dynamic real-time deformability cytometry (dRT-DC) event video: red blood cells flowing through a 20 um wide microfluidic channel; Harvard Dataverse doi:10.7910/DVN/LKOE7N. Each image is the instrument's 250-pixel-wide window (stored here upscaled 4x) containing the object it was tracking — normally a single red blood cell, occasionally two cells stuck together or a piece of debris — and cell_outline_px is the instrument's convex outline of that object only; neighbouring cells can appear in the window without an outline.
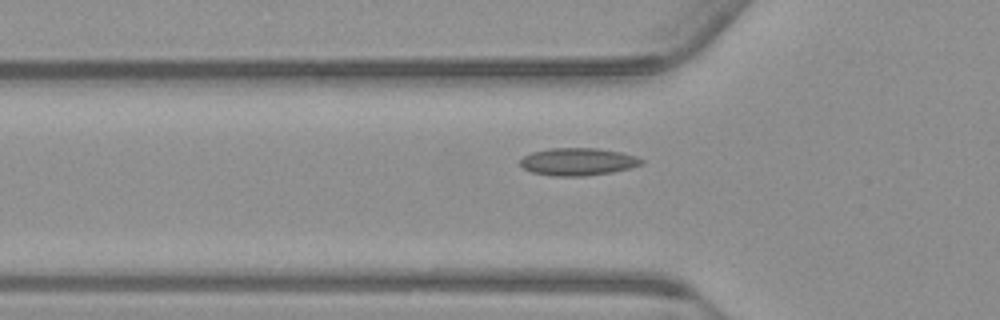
{"species": "common noctule bat (a hibernating species)", "species_latin": "Nyctalus noctula", "temperature_condition": "warm", "stored_images_in_passage": 39, "camera_frame_rate_fps": 3000, "um_per_image_px": 0.085, "animal": {"sex": "male", "body_mass_g": 23.1, "forearm_length_mm": 52.7}, "frame": {"image": 1, "passage_image": 5, "time_ms": 1.333, "image_size_px": [1000, 320], "cell_outline_px": [[644, 164], [632, 168], [612, 172], [584, 176], [552, 176], [532, 172], [524, 168], [520, 164], [520, 160], [524, 156], [532, 152], [548, 148], [596, 148], [624, 152], [636, 156], [644, 160]], "centroid_in_image_um": [49.17, 13.74], "position_along_channel_um": 76.6, "area_um2": 19.65}}
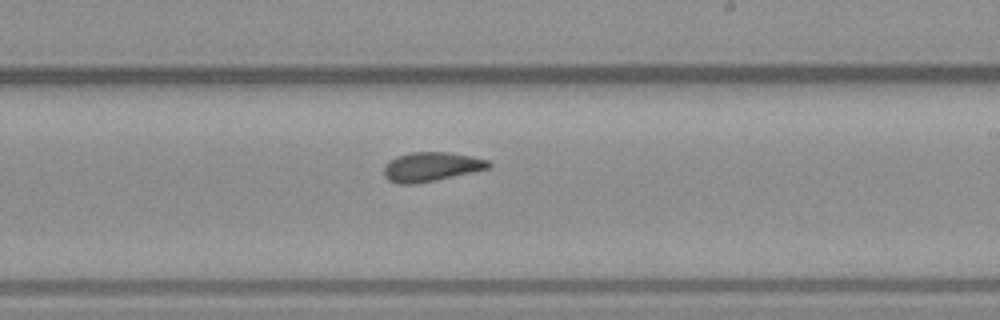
{"frame": {"image": 2, "passage_image": 19, "time_ms": 6.0, "image_size_px": [1000, 320], "cell_outline_px": [[492, 164], [488, 168], [472, 172], [436, 180], [416, 184], [400, 184], [388, 180], [384, 176], [384, 164], [388, 160], [396, 156], [412, 152], [448, 152], [472, 156], [488, 160]], "centroid_in_image_um": [36.61, 14.17], "position_along_channel_um": 252.4, "area_um2": 17.92}}
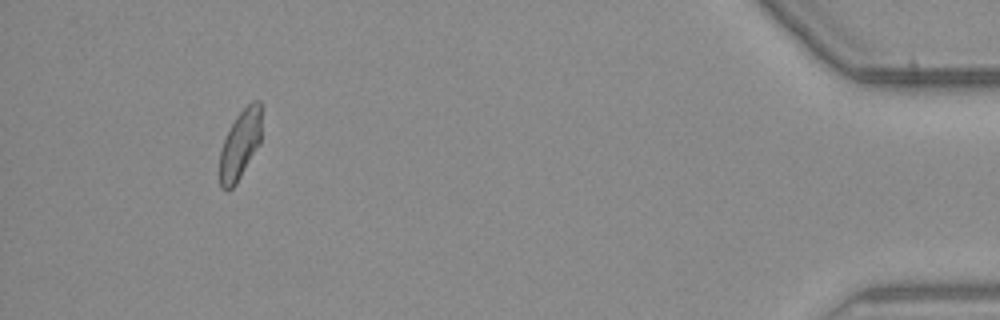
{"frame": {"image": 3, "passage_image": 38, "time_ms": 12.333, "image_size_px": [1000, 320], "cell_outline_px": [[260, 144], [236, 184], [228, 192], [220, 188], [220, 152], [224, 140], [236, 116], [252, 100], [260, 100]], "centroid_in_image_um": [20.4, 12.33], "position_along_channel_um": 414.8, "area_um2": 16.7}}